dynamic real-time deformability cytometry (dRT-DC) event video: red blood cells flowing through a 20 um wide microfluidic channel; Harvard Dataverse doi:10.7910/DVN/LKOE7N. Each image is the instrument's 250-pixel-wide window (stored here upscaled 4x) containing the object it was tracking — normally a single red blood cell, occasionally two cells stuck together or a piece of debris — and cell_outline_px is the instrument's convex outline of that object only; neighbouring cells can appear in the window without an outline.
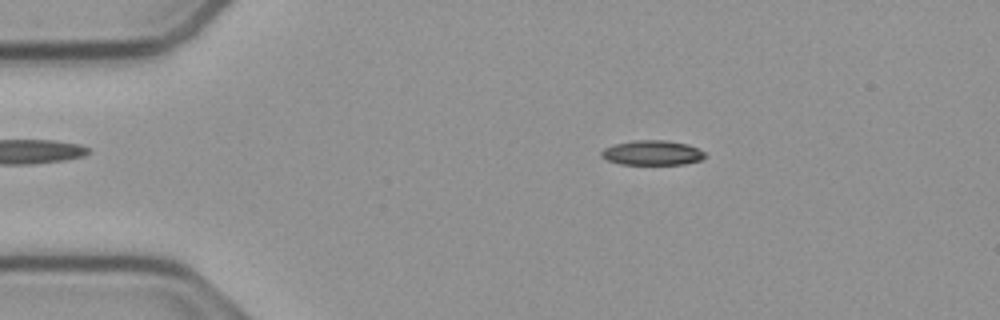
{"species": "common noctule bat (a hibernating species)", "species_latin": "Nyctalus noctula", "temperature_condition": "cold", "stored_images_in_passage": 54, "camera_frame_rate_fps": 3000, "um_per_image_px": 0.085, "animal": {"sex": "male", "body_mass_g": 23.1, "forearm_length_mm": 52.7}, "frame": {"image": 1, "passage_image": 10, "time_ms": 3.0, "image_size_px": [1000, 320], "cell_outline_px": [[704, 156], [700, 160], [684, 164], [620, 164], [608, 160], [600, 156], [600, 152], [604, 148], [612, 144], [632, 140], [664, 140], [688, 144], [704, 152]], "centroid_in_image_um": [55.38, 12.98], "position_along_channel_um": 29.6, "area_um2": 14.91}}
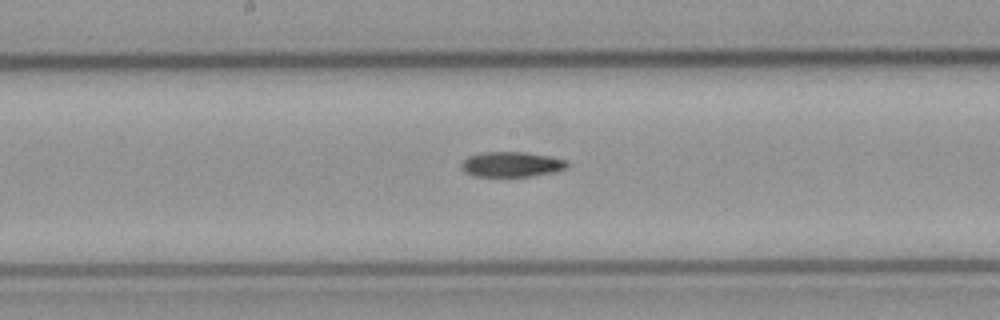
{"frame": {"image": 2, "passage_image": 28, "time_ms": 9.0, "image_size_px": [1000, 320], "cell_outline_px": [[568, 168], [556, 172], [528, 176], [476, 176], [464, 172], [460, 168], [460, 164], [468, 156], [484, 152], [524, 152], [552, 156], [568, 160]], "centroid_in_image_um": [43.51, 13.96], "position_along_channel_um": 204.7, "area_um2": 15.66}}
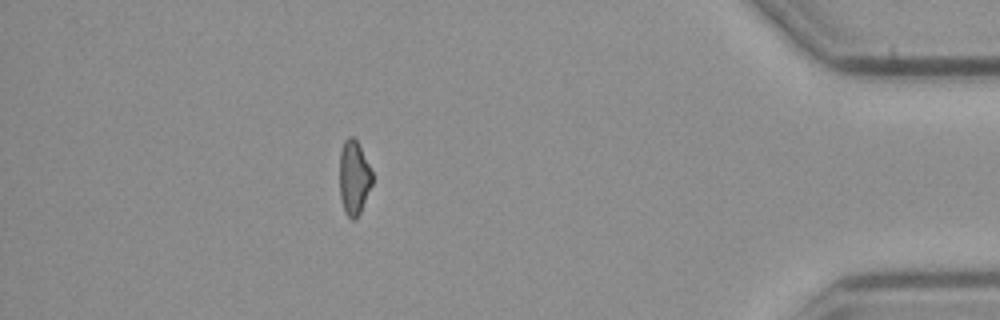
{"frame": {"image": 3, "passage_image": 48, "time_ms": 15.667, "image_size_px": [1000, 320], "cell_outline_px": [[372, 184], [360, 212], [352, 220], [344, 212], [340, 196], [340, 152], [344, 140], [348, 136], [352, 136], [356, 140], [372, 172]], "centroid_in_image_um": [30.07, 15.1], "position_along_channel_um": 405.1, "area_um2": 13.87}, "authors_computed_cell_mechanics": {"area_um2": 15.2592, "velocity_mm_per_s": 3.7786, "shape_relaxation_time_tau1_ms": 10.3414, "shape_relaxation_time_tau2_ms": null, "deformation_change_tau1": 0.22, "deformation_change_tau2": null}}